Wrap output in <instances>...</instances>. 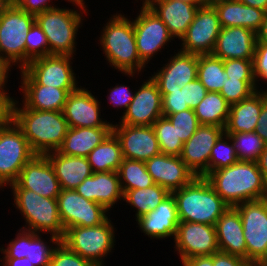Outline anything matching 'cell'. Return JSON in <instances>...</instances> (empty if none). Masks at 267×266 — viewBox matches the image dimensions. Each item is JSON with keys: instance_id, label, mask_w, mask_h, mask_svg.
Returning <instances> with one entry per match:
<instances>
[{"instance_id": "obj_1", "label": "cell", "mask_w": 267, "mask_h": 266, "mask_svg": "<svg viewBox=\"0 0 267 266\" xmlns=\"http://www.w3.org/2000/svg\"><path fill=\"white\" fill-rule=\"evenodd\" d=\"M14 100L12 120L22 130L36 155L57 151L69 125L62 111L33 110ZM19 106V107H18Z\"/></svg>"}, {"instance_id": "obj_2", "label": "cell", "mask_w": 267, "mask_h": 266, "mask_svg": "<svg viewBox=\"0 0 267 266\" xmlns=\"http://www.w3.org/2000/svg\"><path fill=\"white\" fill-rule=\"evenodd\" d=\"M205 178L229 207L267 198V184L257 162L237 161Z\"/></svg>"}, {"instance_id": "obj_3", "label": "cell", "mask_w": 267, "mask_h": 266, "mask_svg": "<svg viewBox=\"0 0 267 266\" xmlns=\"http://www.w3.org/2000/svg\"><path fill=\"white\" fill-rule=\"evenodd\" d=\"M99 41L106 60L114 69L134 77L145 68L137 52L133 21L125 15L113 14L103 26Z\"/></svg>"}, {"instance_id": "obj_4", "label": "cell", "mask_w": 267, "mask_h": 266, "mask_svg": "<svg viewBox=\"0 0 267 266\" xmlns=\"http://www.w3.org/2000/svg\"><path fill=\"white\" fill-rule=\"evenodd\" d=\"M180 222H197L215 226L228 209L205 177L196 176L188 185L172 192Z\"/></svg>"}, {"instance_id": "obj_5", "label": "cell", "mask_w": 267, "mask_h": 266, "mask_svg": "<svg viewBox=\"0 0 267 266\" xmlns=\"http://www.w3.org/2000/svg\"><path fill=\"white\" fill-rule=\"evenodd\" d=\"M79 10L59 8L48 9L35 16L36 22L41 27L49 44L50 55L75 56L76 35L83 24L82 14L88 13L84 0H72ZM81 10L83 12H81Z\"/></svg>"}, {"instance_id": "obj_6", "label": "cell", "mask_w": 267, "mask_h": 266, "mask_svg": "<svg viewBox=\"0 0 267 266\" xmlns=\"http://www.w3.org/2000/svg\"><path fill=\"white\" fill-rule=\"evenodd\" d=\"M14 204L27 225L22 229L50 233V243L57 245L65 230L58 210L57 198H47L29 189H12Z\"/></svg>"}, {"instance_id": "obj_7", "label": "cell", "mask_w": 267, "mask_h": 266, "mask_svg": "<svg viewBox=\"0 0 267 266\" xmlns=\"http://www.w3.org/2000/svg\"><path fill=\"white\" fill-rule=\"evenodd\" d=\"M35 15L21 10L14 2L0 15V57L17 68L25 67V41Z\"/></svg>"}, {"instance_id": "obj_8", "label": "cell", "mask_w": 267, "mask_h": 266, "mask_svg": "<svg viewBox=\"0 0 267 266\" xmlns=\"http://www.w3.org/2000/svg\"><path fill=\"white\" fill-rule=\"evenodd\" d=\"M113 226L108 218L98 226L71 227L65 230L61 242L94 266H104V257L112 252L116 242Z\"/></svg>"}, {"instance_id": "obj_9", "label": "cell", "mask_w": 267, "mask_h": 266, "mask_svg": "<svg viewBox=\"0 0 267 266\" xmlns=\"http://www.w3.org/2000/svg\"><path fill=\"white\" fill-rule=\"evenodd\" d=\"M36 154L13 120L0 124V186L11 185Z\"/></svg>"}, {"instance_id": "obj_10", "label": "cell", "mask_w": 267, "mask_h": 266, "mask_svg": "<svg viewBox=\"0 0 267 266\" xmlns=\"http://www.w3.org/2000/svg\"><path fill=\"white\" fill-rule=\"evenodd\" d=\"M241 216L247 248V261L260 263L267 255V198L235 206Z\"/></svg>"}, {"instance_id": "obj_11", "label": "cell", "mask_w": 267, "mask_h": 266, "mask_svg": "<svg viewBox=\"0 0 267 266\" xmlns=\"http://www.w3.org/2000/svg\"><path fill=\"white\" fill-rule=\"evenodd\" d=\"M139 15L133 19L137 52L140 60L146 65L173 36L158 15L143 1Z\"/></svg>"}, {"instance_id": "obj_12", "label": "cell", "mask_w": 267, "mask_h": 266, "mask_svg": "<svg viewBox=\"0 0 267 266\" xmlns=\"http://www.w3.org/2000/svg\"><path fill=\"white\" fill-rule=\"evenodd\" d=\"M57 203L64 230L77 226H98L109 217L104 206L84 198L75 189H61Z\"/></svg>"}, {"instance_id": "obj_13", "label": "cell", "mask_w": 267, "mask_h": 266, "mask_svg": "<svg viewBox=\"0 0 267 266\" xmlns=\"http://www.w3.org/2000/svg\"><path fill=\"white\" fill-rule=\"evenodd\" d=\"M221 29L214 7L201 6L188 30L180 39L182 48L179 50L196 55L212 54Z\"/></svg>"}, {"instance_id": "obj_14", "label": "cell", "mask_w": 267, "mask_h": 266, "mask_svg": "<svg viewBox=\"0 0 267 266\" xmlns=\"http://www.w3.org/2000/svg\"><path fill=\"white\" fill-rule=\"evenodd\" d=\"M74 56L50 55L31 60L23 69L39 84L59 89H77L72 69Z\"/></svg>"}, {"instance_id": "obj_15", "label": "cell", "mask_w": 267, "mask_h": 266, "mask_svg": "<svg viewBox=\"0 0 267 266\" xmlns=\"http://www.w3.org/2000/svg\"><path fill=\"white\" fill-rule=\"evenodd\" d=\"M175 251L181 262L196 256H211L219 252L215 226L197 222H180L174 237Z\"/></svg>"}, {"instance_id": "obj_16", "label": "cell", "mask_w": 267, "mask_h": 266, "mask_svg": "<svg viewBox=\"0 0 267 266\" xmlns=\"http://www.w3.org/2000/svg\"><path fill=\"white\" fill-rule=\"evenodd\" d=\"M162 114V95L156 82L149 76L135 91L132 102L123 113L120 124L152 126Z\"/></svg>"}, {"instance_id": "obj_17", "label": "cell", "mask_w": 267, "mask_h": 266, "mask_svg": "<svg viewBox=\"0 0 267 266\" xmlns=\"http://www.w3.org/2000/svg\"><path fill=\"white\" fill-rule=\"evenodd\" d=\"M112 132L120 142L123 158L146 162L161 153L152 126H132L116 122L112 126Z\"/></svg>"}, {"instance_id": "obj_18", "label": "cell", "mask_w": 267, "mask_h": 266, "mask_svg": "<svg viewBox=\"0 0 267 266\" xmlns=\"http://www.w3.org/2000/svg\"><path fill=\"white\" fill-rule=\"evenodd\" d=\"M100 103L91 90L82 86L70 92L62 111L69 127H112L113 123L102 120Z\"/></svg>"}, {"instance_id": "obj_19", "label": "cell", "mask_w": 267, "mask_h": 266, "mask_svg": "<svg viewBox=\"0 0 267 266\" xmlns=\"http://www.w3.org/2000/svg\"><path fill=\"white\" fill-rule=\"evenodd\" d=\"M224 128L214 125H200L197 131L183 144L181 159L198 177L209 174L210 153Z\"/></svg>"}, {"instance_id": "obj_20", "label": "cell", "mask_w": 267, "mask_h": 266, "mask_svg": "<svg viewBox=\"0 0 267 266\" xmlns=\"http://www.w3.org/2000/svg\"><path fill=\"white\" fill-rule=\"evenodd\" d=\"M12 189H29L47 198H57L61 187L54 169L45 155H35L22 168Z\"/></svg>"}, {"instance_id": "obj_21", "label": "cell", "mask_w": 267, "mask_h": 266, "mask_svg": "<svg viewBox=\"0 0 267 266\" xmlns=\"http://www.w3.org/2000/svg\"><path fill=\"white\" fill-rule=\"evenodd\" d=\"M170 57L168 63L152 75L161 95H166L170 90L181 89L197 78L198 55L179 50Z\"/></svg>"}, {"instance_id": "obj_22", "label": "cell", "mask_w": 267, "mask_h": 266, "mask_svg": "<svg viewBox=\"0 0 267 266\" xmlns=\"http://www.w3.org/2000/svg\"><path fill=\"white\" fill-rule=\"evenodd\" d=\"M145 164L154 183L170 193L185 187L196 177L180 156L160 153L146 161Z\"/></svg>"}, {"instance_id": "obj_23", "label": "cell", "mask_w": 267, "mask_h": 266, "mask_svg": "<svg viewBox=\"0 0 267 266\" xmlns=\"http://www.w3.org/2000/svg\"><path fill=\"white\" fill-rule=\"evenodd\" d=\"M23 101L22 104L33 110L63 111L67 96L76 89H59L39 85L24 69L20 70Z\"/></svg>"}, {"instance_id": "obj_24", "label": "cell", "mask_w": 267, "mask_h": 266, "mask_svg": "<svg viewBox=\"0 0 267 266\" xmlns=\"http://www.w3.org/2000/svg\"><path fill=\"white\" fill-rule=\"evenodd\" d=\"M136 222L142 233L151 239L174 238L180 220L173 194L166 197L155 210L136 219Z\"/></svg>"}, {"instance_id": "obj_25", "label": "cell", "mask_w": 267, "mask_h": 266, "mask_svg": "<svg viewBox=\"0 0 267 266\" xmlns=\"http://www.w3.org/2000/svg\"><path fill=\"white\" fill-rule=\"evenodd\" d=\"M41 238L40 233L21 227L16 237L7 244V248H0V252L4 254L3 258L26 257L34 266H49L55 247Z\"/></svg>"}, {"instance_id": "obj_26", "label": "cell", "mask_w": 267, "mask_h": 266, "mask_svg": "<svg viewBox=\"0 0 267 266\" xmlns=\"http://www.w3.org/2000/svg\"><path fill=\"white\" fill-rule=\"evenodd\" d=\"M256 33L244 27L222 28L212 55L222 60L253 59L256 45Z\"/></svg>"}, {"instance_id": "obj_27", "label": "cell", "mask_w": 267, "mask_h": 266, "mask_svg": "<svg viewBox=\"0 0 267 266\" xmlns=\"http://www.w3.org/2000/svg\"><path fill=\"white\" fill-rule=\"evenodd\" d=\"M75 191L84 198L110 211L117 201L123 200L118 172H96L79 184Z\"/></svg>"}, {"instance_id": "obj_28", "label": "cell", "mask_w": 267, "mask_h": 266, "mask_svg": "<svg viewBox=\"0 0 267 266\" xmlns=\"http://www.w3.org/2000/svg\"><path fill=\"white\" fill-rule=\"evenodd\" d=\"M162 20L173 38L181 39L199 7L179 0H142Z\"/></svg>"}, {"instance_id": "obj_29", "label": "cell", "mask_w": 267, "mask_h": 266, "mask_svg": "<svg viewBox=\"0 0 267 266\" xmlns=\"http://www.w3.org/2000/svg\"><path fill=\"white\" fill-rule=\"evenodd\" d=\"M217 244L220 252L242 257L247 260V248L239 211L228 209L215 224Z\"/></svg>"}, {"instance_id": "obj_30", "label": "cell", "mask_w": 267, "mask_h": 266, "mask_svg": "<svg viewBox=\"0 0 267 266\" xmlns=\"http://www.w3.org/2000/svg\"><path fill=\"white\" fill-rule=\"evenodd\" d=\"M45 156L51 163L61 189H75L93 174L87 157L63 155L52 151Z\"/></svg>"}, {"instance_id": "obj_31", "label": "cell", "mask_w": 267, "mask_h": 266, "mask_svg": "<svg viewBox=\"0 0 267 266\" xmlns=\"http://www.w3.org/2000/svg\"><path fill=\"white\" fill-rule=\"evenodd\" d=\"M222 28L244 27L255 33L264 21L266 11L241 3L239 0H225L213 5Z\"/></svg>"}, {"instance_id": "obj_32", "label": "cell", "mask_w": 267, "mask_h": 266, "mask_svg": "<svg viewBox=\"0 0 267 266\" xmlns=\"http://www.w3.org/2000/svg\"><path fill=\"white\" fill-rule=\"evenodd\" d=\"M263 105V89L255 91L248 98L230 105L225 133L256 131Z\"/></svg>"}, {"instance_id": "obj_33", "label": "cell", "mask_w": 267, "mask_h": 266, "mask_svg": "<svg viewBox=\"0 0 267 266\" xmlns=\"http://www.w3.org/2000/svg\"><path fill=\"white\" fill-rule=\"evenodd\" d=\"M111 132L112 127H69L57 151L63 155L87 157Z\"/></svg>"}, {"instance_id": "obj_34", "label": "cell", "mask_w": 267, "mask_h": 266, "mask_svg": "<svg viewBox=\"0 0 267 266\" xmlns=\"http://www.w3.org/2000/svg\"><path fill=\"white\" fill-rule=\"evenodd\" d=\"M93 173L117 172L123 155L118 138L111 132L87 156Z\"/></svg>"}, {"instance_id": "obj_35", "label": "cell", "mask_w": 267, "mask_h": 266, "mask_svg": "<svg viewBox=\"0 0 267 266\" xmlns=\"http://www.w3.org/2000/svg\"><path fill=\"white\" fill-rule=\"evenodd\" d=\"M200 125H214L225 128L230 104L218 92H207L204 99L194 108Z\"/></svg>"}, {"instance_id": "obj_36", "label": "cell", "mask_w": 267, "mask_h": 266, "mask_svg": "<svg viewBox=\"0 0 267 266\" xmlns=\"http://www.w3.org/2000/svg\"><path fill=\"white\" fill-rule=\"evenodd\" d=\"M171 193L158 184H154L144 189L128 190L123 195V201L136 209L135 217L149 213L156 209V207Z\"/></svg>"}, {"instance_id": "obj_37", "label": "cell", "mask_w": 267, "mask_h": 266, "mask_svg": "<svg viewBox=\"0 0 267 266\" xmlns=\"http://www.w3.org/2000/svg\"><path fill=\"white\" fill-rule=\"evenodd\" d=\"M117 172L123 195L128 190L144 189L155 184L143 161L123 158Z\"/></svg>"}, {"instance_id": "obj_38", "label": "cell", "mask_w": 267, "mask_h": 266, "mask_svg": "<svg viewBox=\"0 0 267 266\" xmlns=\"http://www.w3.org/2000/svg\"><path fill=\"white\" fill-rule=\"evenodd\" d=\"M197 78L208 92H220L226 82L223 60L212 54L198 55Z\"/></svg>"}, {"instance_id": "obj_39", "label": "cell", "mask_w": 267, "mask_h": 266, "mask_svg": "<svg viewBox=\"0 0 267 266\" xmlns=\"http://www.w3.org/2000/svg\"><path fill=\"white\" fill-rule=\"evenodd\" d=\"M227 134L232 140L238 161L257 162L266 147L265 141L256 131Z\"/></svg>"}, {"instance_id": "obj_40", "label": "cell", "mask_w": 267, "mask_h": 266, "mask_svg": "<svg viewBox=\"0 0 267 266\" xmlns=\"http://www.w3.org/2000/svg\"><path fill=\"white\" fill-rule=\"evenodd\" d=\"M158 140L160 152L163 154L180 156L183 149V142L166 116H161L152 125Z\"/></svg>"}, {"instance_id": "obj_41", "label": "cell", "mask_w": 267, "mask_h": 266, "mask_svg": "<svg viewBox=\"0 0 267 266\" xmlns=\"http://www.w3.org/2000/svg\"><path fill=\"white\" fill-rule=\"evenodd\" d=\"M238 161L236 150L227 133H223L211 150L209 158V173L235 164Z\"/></svg>"}, {"instance_id": "obj_42", "label": "cell", "mask_w": 267, "mask_h": 266, "mask_svg": "<svg viewBox=\"0 0 267 266\" xmlns=\"http://www.w3.org/2000/svg\"><path fill=\"white\" fill-rule=\"evenodd\" d=\"M49 56V44L41 27L35 22L25 41V66L33 59Z\"/></svg>"}, {"instance_id": "obj_43", "label": "cell", "mask_w": 267, "mask_h": 266, "mask_svg": "<svg viewBox=\"0 0 267 266\" xmlns=\"http://www.w3.org/2000/svg\"><path fill=\"white\" fill-rule=\"evenodd\" d=\"M166 117L173 124L178 137L183 143L188 141L200 126L194 109H187L178 113L168 114Z\"/></svg>"}, {"instance_id": "obj_44", "label": "cell", "mask_w": 267, "mask_h": 266, "mask_svg": "<svg viewBox=\"0 0 267 266\" xmlns=\"http://www.w3.org/2000/svg\"><path fill=\"white\" fill-rule=\"evenodd\" d=\"M223 65L228 78L241 79L257 91L253 74V59H226L223 60Z\"/></svg>"}, {"instance_id": "obj_45", "label": "cell", "mask_w": 267, "mask_h": 266, "mask_svg": "<svg viewBox=\"0 0 267 266\" xmlns=\"http://www.w3.org/2000/svg\"><path fill=\"white\" fill-rule=\"evenodd\" d=\"M49 266H94L89 260L69 249L61 241L55 245Z\"/></svg>"}, {"instance_id": "obj_46", "label": "cell", "mask_w": 267, "mask_h": 266, "mask_svg": "<svg viewBox=\"0 0 267 266\" xmlns=\"http://www.w3.org/2000/svg\"><path fill=\"white\" fill-rule=\"evenodd\" d=\"M254 92L255 91L245 81L228 78L226 74V82L219 93L232 105L248 98Z\"/></svg>"}, {"instance_id": "obj_47", "label": "cell", "mask_w": 267, "mask_h": 266, "mask_svg": "<svg viewBox=\"0 0 267 266\" xmlns=\"http://www.w3.org/2000/svg\"><path fill=\"white\" fill-rule=\"evenodd\" d=\"M205 86L198 78L183 86L184 107L194 109L207 94Z\"/></svg>"}, {"instance_id": "obj_48", "label": "cell", "mask_w": 267, "mask_h": 266, "mask_svg": "<svg viewBox=\"0 0 267 266\" xmlns=\"http://www.w3.org/2000/svg\"><path fill=\"white\" fill-rule=\"evenodd\" d=\"M253 74L256 81L257 91L259 86L257 83L262 79L267 84V44L256 43L253 58ZM259 78V80H258Z\"/></svg>"}, {"instance_id": "obj_49", "label": "cell", "mask_w": 267, "mask_h": 266, "mask_svg": "<svg viewBox=\"0 0 267 266\" xmlns=\"http://www.w3.org/2000/svg\"><path fill=\"white\" fill-rule=\"evenodd\" d=\"M190 109L184 107L183 87L181 89L170 90L166 95H162V114L178 113Z\"/></svg>"}, {"instance_id": "obj_50", "label": "cell", "mask_w": 267, "mask_h": 266, "mask_svg": "<svg viewBox=\"0 0 267 266\" xmlns=\"http://www.w3.org/2000/svg\"><path fill=\"white\" fill-rule=\"evenodd\" d=\"M109 102L112 103V106L117 108L124 107V113L127 111L129 104L132 102L135 91L132 92L126 85H119L114 86V88L109 89Z\"/></svg>"}, {"instance_id": "obj_51", "label": "cell", "mask_w": 267, "mask_h": 266, "mask_svg": "<svg viewBox=\"0 0 267 266\" xmlns=\"http://www.w3.org/2000/svg\"><path fill=\"white\" fill-rule=\"evenodd\" d=\"M13 2L27 13L37 15L43 13L48 9L55 8V5H51V0H13ZM50 3V4H48Z\"/></svg>"}, {"instance_id": "obj_52", "label": "cell", "mask_w": 267, "mask_h": 266, "mask_svg": "<svg viewBox=\"0 0 267 266\" xmlns=\"http://www.w3.org/2000/svg\"><path fill=\"white\" fill-rule=\"evenodd\" d=\"M213 266H253V265L242 257L226 254L219 251L213 254Z\"/></svg>"}, {"instance_id": "obj_53", "label": "cell", "mask_w": 267, "mask_h": 266, "mask_svg": "<svg viewBox=\"0 0 267 266\" xmlns=\"http://www.w3.org/2000/svg\"><path fill=\"white\" fill-rule=\"evenodd\" d=\"M14 98L9 96L7 90H0V124L12 120Z\"/></svg>"}, {"instance_id": "obj_54", "label": "cell", "mask_w": 267, "mask_h": 266, "mask_svg": "<svg viewBox=\"0 0 267 266\" xmlns=\"http://www.w3.org/2000/svg\"><path fill=\"white\" fill-rule=\"evenodd\" d=\"M256 132L267 145V90H263V105L257 122Z\"/></svg>"}, {"instance_id": "obj_55", "label": "cell", "mask_w": 267, "mask_h": 266, "mask_svg": "<svg viewBox=\"0 0 267 266\" xmlns=\"http://www.w3.org/2000/svg\"><path fill=\"white\" fill-rule=\"evenodd\" d=\"M183 266H213V255L191 257L182 262Z\"/></svg>"}, {"instance_id": "obj_56", "label": "cell", "mask_w": 267, "mask_h": 266, "mask_svg": "<svg viewBox=\"0 0 267 266\" xmlns=\"http://www.w3.org/2000/svg\"><path fill=\"white\" fill-rule=\"evenodd\" d=\"M11 68L12 65L7 60L0 57V90H6L8 74Z\"/></svg>"}, {"instance_id": "obj_57", "label": "cell", "mask_w": 267, "mask_h": 266, "mask_svg": "<svg viewBox=\"0 0 267 266\" xmlns=\"http://www.w3.org/2000/svg\"><path fill=\"white\" fill-rule=\"evenodd\" d=\"M3 266H34L29 258H3Z\"/></svg>"}, {"instance_id": "obj_58", "label": "cell", "mask_w": 267, "mask_h": 266, "mask_svg": "<svg viewBox=\"0 0 267 266\" xmlns=\"http://www.w3.org/2000/svg\"><path fill=\"white\" fill-rule=\"evenodd\" d=\"M257 164L267 184V145L264 151L260 154L259 159L257 160Z\"/></svg>"}, {"instance_id": "obj_59", "label": "cell", "mask_w": 267, "mask_h": 266, "mask_svg": "<svg viewBox=\"0 0 267 266\" xmlns=\"http://www.w3.org/2000/svg\"><path fill=\"white\" fill-rule=\"evenodd\" d=\"M256 43L267 44V13L265 15L264 21L261 24L260 29L256 32Z\"/></svg>"}, {"instance_id": "obj_60", "label": "cell", "mask_w": 267, "mask_h": 266, "mask_svg": "<svg viewBox=\"0 0 267 266\" xmlns=\"http://www.w3.org/2000/svg\"><path fill=\"white\" fill-rule=\"evenodd\" d=\"M241 3L267 12V0H239Z\"/></svg>"}, {"instance_id": "obj_61", "label": "cell", "mask_w": 267, "mask_h": 266, "mask_svg": "<svg viewBox=\"0 0 267 266\" xmlns=\"http://www.w3.org/2000/svg\"><path fill=\"white\" fill-rule=\"evenodd\" d=\"M13 2V0H0V15L2 13V11L11 3Z\"/></svg>"}, {"instance_id": "obj_62", "label": "cell", "mask_w": 267, "mask_h": 266, "mask_svg": "<svg viewBox=\"0 0 267 266\" xmlns=\"http://www.w3.org/2000/svg\"><path fill=\"white\" fill-rule=\"evenodd\" d=\"M225 0H202L203 6H213L216 3L222 2Z\"/></svg>"}, {"instance_id": "obj_63", "label": "cell", "mask_w": 267, "mask_h": 266, "mask_svg": "<svg viewBox=\"0 0 267 266\" xmlns=\"http://www.w3.org/2000/svg\"><path fill=\"white\" fill-rule=\"evenodd\" d=\"M179 1L195 4L197 6H203L202 0H179Z\"/></svg>"}, {"instance_id": "obj_64", "label": "cell", "mask_w": 267, "mask_h": 266, "mask_svg": "<svg viewBox=\"0 0 267 266\" xmlns=\"http://www.w3.org/2000/svg\"><path fill=\"white\" fill-rule=\"evenodd\" d=\"M262 266H267V255L260 261Z\"/></svg>"}, {"instance_id": "obj_65", "label": "cell", "mask_w": 267, "mask_h": 266, "mask_svg": "<svg viewBox=\"0 0 267 266\" xmlns=\"http://www.w3.org/2000/svg\"><path fill=\"white\" fill-rule=\"evenodd\" d=\"M253 266H262L260 263L253 264Z\"/></svg>"}]
</instances>
